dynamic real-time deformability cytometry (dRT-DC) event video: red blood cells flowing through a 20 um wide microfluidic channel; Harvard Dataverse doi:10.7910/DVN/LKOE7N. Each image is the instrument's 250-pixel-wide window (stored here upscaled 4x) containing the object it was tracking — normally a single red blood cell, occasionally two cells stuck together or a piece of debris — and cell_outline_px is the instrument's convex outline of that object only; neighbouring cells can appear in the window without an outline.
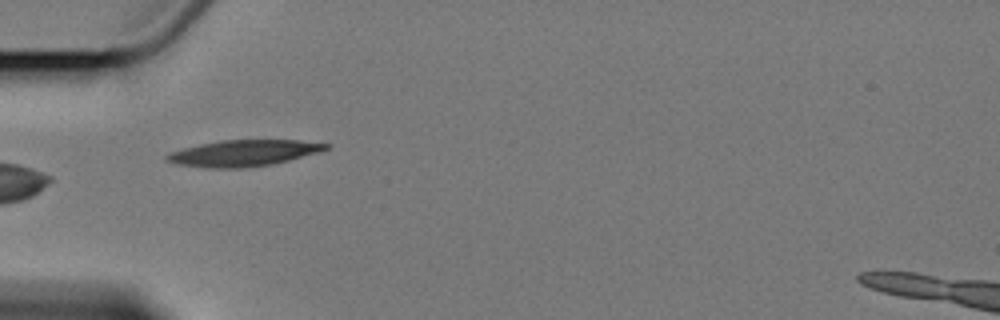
{"species": "Egyptian fruit bat (a non-hibernating species)", "species_latin": "Rousettus aegyptiacus", "temperature_condition": "cold", "stored_images_in_passage": 6, "camera_frame_rate_fps": 3000, "um_per_image_px": 0.085, "animal": {"sex": "female"}, "frame": {"image": 1, "passage_image": 4, "time_ms": 5.0, "image_size_px": [1000, 320], "cell_outline_px": [[332, 144], [328, 148], [316, 152], [288, 160], [272, 164], [244, 168], [208, 168], [176, 164], [164, 160], [164, 156], [168, 152], [200, 144], [220, 140], [300, 140]], "centroid_in_image_um": [20.63, 13.01], "position_along_channel_um": 64.4, "area_um2": 24.28}}
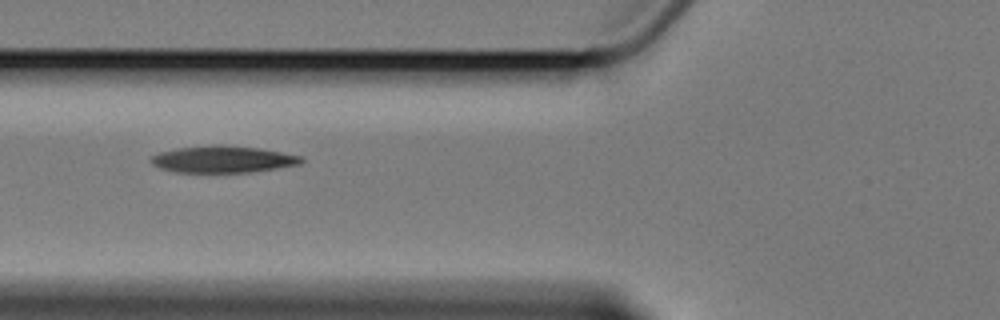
{"frame": {"image": 2, "passage_image": 5, "time_ms": 6.333, "image_size_px": [1000, 320], "cell_outline_px": [[304, 160], [300, 164], [276, 168], [248, 172], [176, 172], [160, 168], [152, 164], [148, 160], [152, 156], [160, 152], [176, 148], [216, 144], [220, 144], [260, 148], [304, 156]], "centroid_in_image_um": [18.94, 13.53], "position_along_channel_um": 106.9, "area_um2": 23.58}}
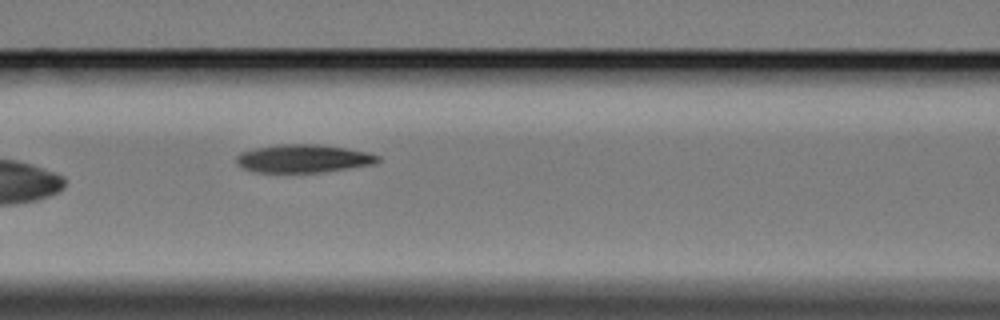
{"frame": {"image": 3, "passage_image": 6, "time_ms": 7.333, "image_size_px": [1000, 320], "cell_outline_px": [[380, 160], [376, 164], [320, 172], [252, 172], [236, 164], [236, 156], [240, 152], [256, 148], [276, 144], [316, 144], [344, 148], [364, 152], [380, 156]], "centroid_in_image_um": [25.74, 13.48], "position_along_channel_um": 140.9, "area_um2": 23.06}}